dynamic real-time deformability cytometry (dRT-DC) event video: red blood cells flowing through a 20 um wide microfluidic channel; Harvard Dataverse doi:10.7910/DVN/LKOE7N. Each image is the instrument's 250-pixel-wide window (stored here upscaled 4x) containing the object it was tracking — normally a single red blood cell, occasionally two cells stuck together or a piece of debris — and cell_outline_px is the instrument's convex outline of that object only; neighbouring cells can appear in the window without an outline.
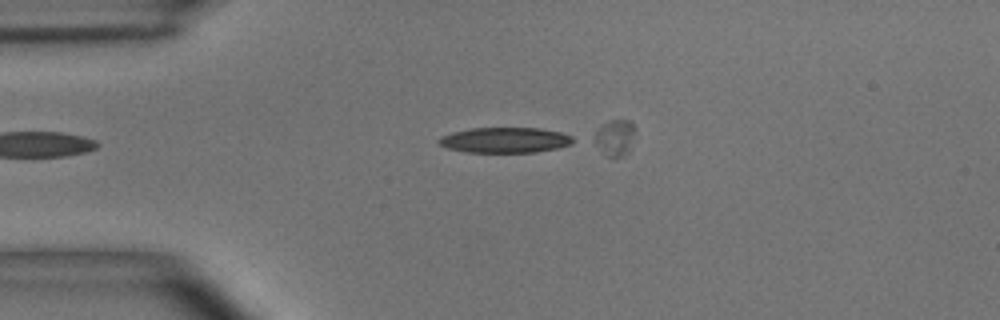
{"species": "common noctule bat (a hibernating species)", "species_latin": "Nyctalus noctula", "temperature_condition": "room temperature", "stored_images_in_passage": 5, "camera_frame_rate_fps": 3000, "um_per_image_px": 0.085, "animal": {"sex": "male", "body_mass_g": 15.6}, "frame": {"image": 1, "passage_image": 1, "time_ms": 0.0, "image_size_px": [1000, 320], "cell_outline_px": [[572, 144], [556, 148], [536, 152], [468, 152], [448, 148], [440, 144], [436, 140], [440, 136], [452, 132], [472, 128], [540, 128], [560, 132], [572, 136]], "centroid_in_image_um": [42.9, 11.9], "position_along_channel_um": 42.1, "area_um2": 19.77}}